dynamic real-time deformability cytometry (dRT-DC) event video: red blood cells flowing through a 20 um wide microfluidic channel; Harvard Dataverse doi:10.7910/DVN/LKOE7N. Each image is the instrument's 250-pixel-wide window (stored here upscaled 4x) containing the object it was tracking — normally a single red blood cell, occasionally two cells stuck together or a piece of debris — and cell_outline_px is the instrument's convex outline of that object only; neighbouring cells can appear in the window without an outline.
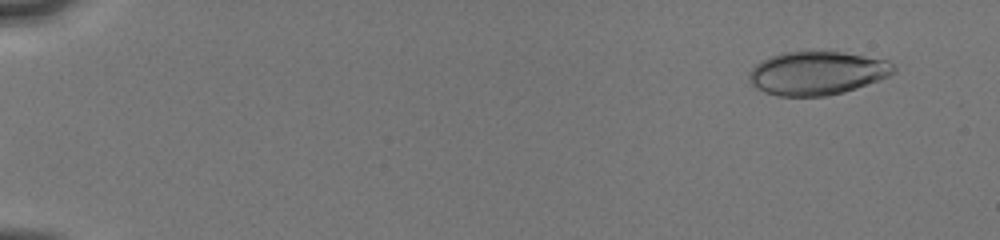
{"species": "human", "species_latin": "Homo sapiens", "temperature_condition": "cold", "stored_images_in_passage": 42, "camera_frame_rate_fps": 3000, "um_per_image_px": 0.085, "donor": {"sex": "male"}, "frame": {"image": 1, "passage_image": 3, "time_ms": 0.333, "image_size_px": [1000, 240], "cell_outline_px": [[896, 72], [880, 80], [844, 92], [824, 96], [776, 96], [764, 92], [756, 88], [748, 80], [748, 72], [756, 64], [768, 56], [784, 52], [844, 52], [888, 60], [896, 68]], "centroid_in_image_um": [69.44, 6.22], "position_along_channel_um": 15.6, "area_um2": 36.82}}
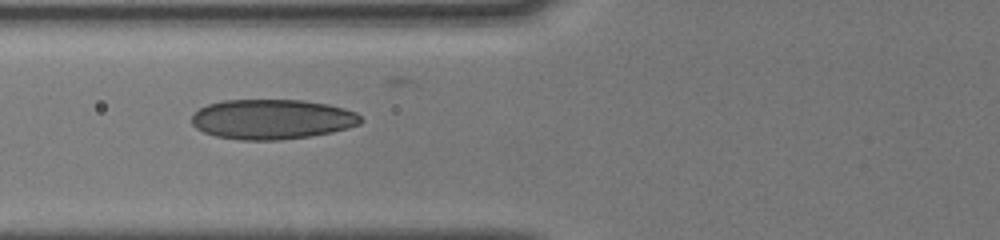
{"frame": {"image": 2, "passage_image": 21, "time_ms": 6.333, "image_size_px": [1000, 240], "cell_outline_px": [[364, 120], [360, 124], [348, 128], [332, 132], [308, 136], [280, 140], [240, 140], [216, 136], [204, 132], [196, 128], [192, 124], [192, 116], [200, 108], [208, 104], [224, 100], [304, 100], [328, 104], [344, 108], [356, 112]], "centroid_in_image_um": [23.15, 10.13], "position_along_channel_um": 102.7, "area_um2": 39.42}}
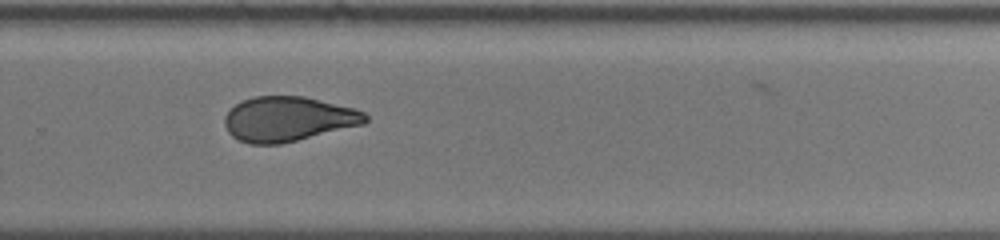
{"frame": {"image": 3, "passage_image": 38, "time_ms": 11.333, "image_size_px": [1000, 240], "cell_outline_px": [[368, 120], [364, 124], [280, 144], [248, 144], [232, 136], [228, 132], [224, 124], [224, 116], [236, 104], [244, 100], [256, 96], [304, 96], [352, 108], [364, 112], [368, 116]], "centroid_in_image_um": [24.47, 10.12], "position_along_channel_um": 305.3, "area_um2": 36.47}}